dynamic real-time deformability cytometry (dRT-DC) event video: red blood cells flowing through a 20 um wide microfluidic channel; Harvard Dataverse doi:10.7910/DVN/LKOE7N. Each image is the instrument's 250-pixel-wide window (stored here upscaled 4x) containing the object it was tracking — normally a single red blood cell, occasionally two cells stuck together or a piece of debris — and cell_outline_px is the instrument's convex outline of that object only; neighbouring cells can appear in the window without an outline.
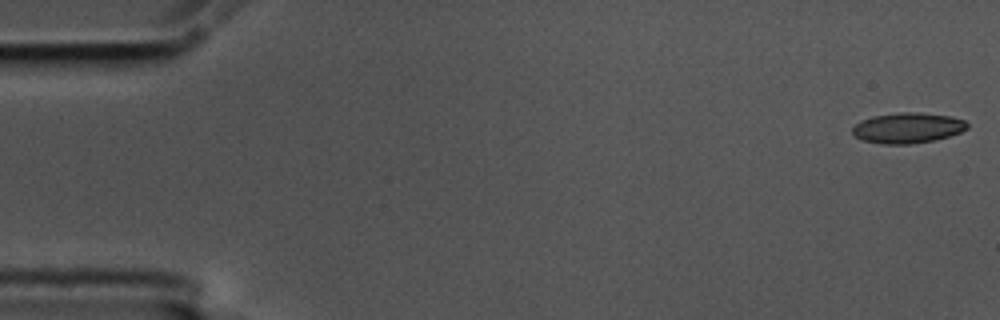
{"species": "common noctule bat (a hibernating species)", "species_latin": "Nyctalus noctula", "temperature_condition": "cold", "stored_images_in_passage": 56, "camera_frame_rate_fps": 3000, "um_per_image_px": 0.085, "animal": {"sex": "male", "body_mass_g": 17.5, "forearm_length_mm": 52.3}, "frame": {"image": 1, "passage_image": 1, "time_ms": 0.0, "image_size_px": [1000, 320], "cell_outline_px": [[968, 128], [960, 132], [948, 136], [932, 140], [908, 144], [884, 144], [860, 140], [852, 132], [852, 128], [860, 120], [872, 116], [900, 112], [916, 112], [948, 116], [964, 120], [968, 124]], "centroid_in_image_um": [77.11, 10.87], "position_along_channel_um": 7.9, "area_um2": 20.23}}
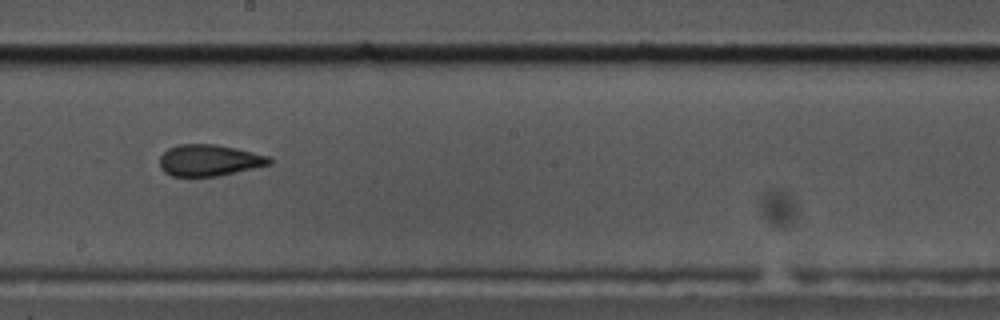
{"frame": {"image": 2, "passage_image": 31, "time_ms": 10.0, "image_size_px": [1000, 320], "cell_outline_px": [[272, 164], [216, 176], [172, 176], [164, 172], [160, 168], [160, 156], [168, 148], [180, 144], [216, 144], [236, 148], [268, 156], [272, 160]], "centroid_in_image_um": [17.76, 13.62], "position_along_channel_um": 230.4, "area_um2": 20.0}}
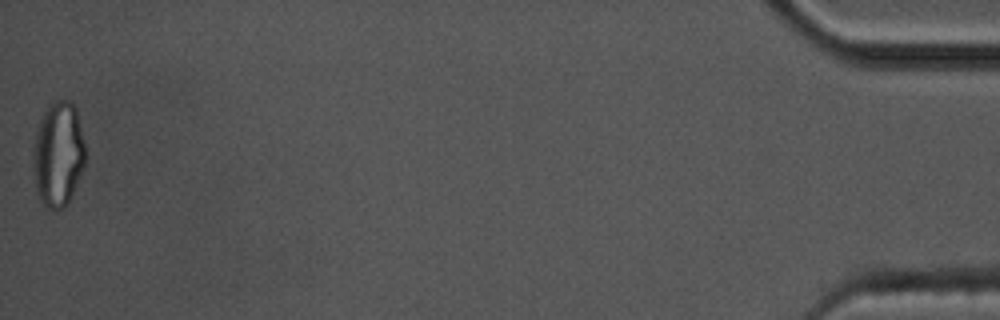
{"frame": {"image": 3, "passage_image": 56, "time_ms": 18.333, "image_size_px": [1000, 320], "cell_outline_px": [[88, 156], [68, 204], [64, 208], [48, 208], [40, 200], [36, 192], [32, 168], [32, 152], [36, 128], [44, 112], [52, 100], [68, 100], [76, 108]], "centroid_in_image_um": [4.94, 13.1], "position_along_channel_um": 430.3, "area_um2": 32.54}, "authors_computed_cell_mechanics": {"area_um2": 20.6346, "velocity_mm_per_s": 3.5717, "shape_relaxation_time_tau1_ms": 7.3359, "shape_relaxation_time_tau2_ms": 2.1685, "deformation_change_tau1": 0.1926, "deformation_change_tau2": 0.1025}}